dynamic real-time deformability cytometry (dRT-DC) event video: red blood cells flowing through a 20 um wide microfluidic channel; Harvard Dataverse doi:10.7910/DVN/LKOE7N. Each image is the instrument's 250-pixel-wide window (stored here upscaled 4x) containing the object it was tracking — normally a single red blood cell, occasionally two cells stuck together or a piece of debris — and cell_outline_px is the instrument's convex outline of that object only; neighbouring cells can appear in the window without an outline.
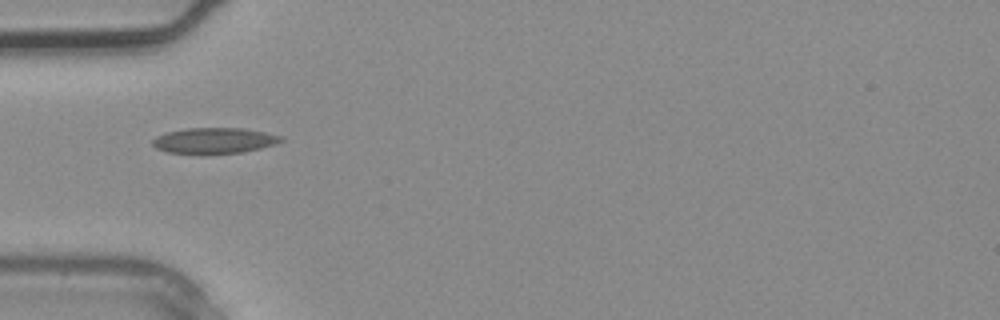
{"species": "common noctule bat (a hibernating species)", "species_latin": "Nyctalus noctula", "temperature_condition": "warm", "stored_images_in_passage": 1, "camera_frame_rate_fps": 3000, "um_per_image_px": 0.085, "animal": {"sex": "male", "body_mass_g": 20.4}, "frame": {"image": 1, "passage_image": 1, "time_ms": 0.0, "image_size_px": [1000, 320], "cell_outline_px": [[284, 140], [276, 144], [244, 152], [204, 156], [200, 156], [168, 152], [156, 148], [152, 144], [152, 140], [156, 136], [164, 132], [188, 128], [244, 128], [284, 136]], "centroid_in_image_um": [18.19, 11.98], "position_along_channel_um": 66.8, "area_um2": 20.06}}